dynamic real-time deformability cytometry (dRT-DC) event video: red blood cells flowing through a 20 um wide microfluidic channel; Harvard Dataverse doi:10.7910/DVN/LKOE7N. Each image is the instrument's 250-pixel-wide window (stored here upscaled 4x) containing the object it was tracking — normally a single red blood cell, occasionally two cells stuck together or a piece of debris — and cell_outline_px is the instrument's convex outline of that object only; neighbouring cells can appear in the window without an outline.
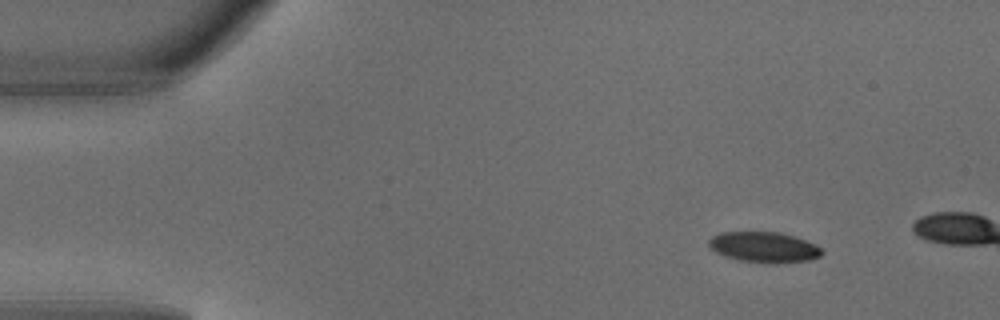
{"species": "common noctule bat (a hibernating species)", "species_latin": "Nyctalus noctula", "temperature_condition": "warm", "stored_images_in_passage": 3, "camera_frame_rate_fps": 3000, "um_per_image_px": 0.085, "animal": {"sex": "male", "body_mass_g": 18.8}, "frame": {"image": 1, "passage_image": 1, "time_ms": 0.0, "image_size_px": [1000, 320], "cell_outline_px": [[824, 252], [820, 256], [812, 260], [776, 264], [764, 264], [740, 260], [716, 252], [708, 244], [708, 240], [712, 236], [720, 232], [780, 232], [816, 244]], "centroid_in_image_um": [64.97, 21.02], "position_along_channel_um": 20.0, "area_um2": 20.23}}